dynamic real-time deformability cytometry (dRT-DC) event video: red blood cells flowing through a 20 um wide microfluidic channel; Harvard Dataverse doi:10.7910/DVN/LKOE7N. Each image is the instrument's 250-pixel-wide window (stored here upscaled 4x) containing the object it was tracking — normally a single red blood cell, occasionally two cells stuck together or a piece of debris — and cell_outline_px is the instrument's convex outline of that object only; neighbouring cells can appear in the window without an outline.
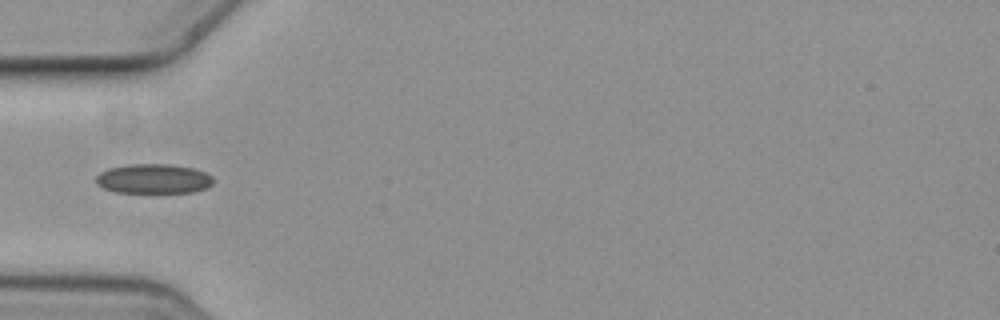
{"species": "common noctule bat (a hibernating species)", "species_latin": "Nyctalus noctula", "temperature_condition": "cold", "stored_images_in_passage": 4, "camera_frame_rate_fps": 3000, "um_per_image_px": 0.085, "animal": {"sex": "female", "body_mass_g": 19.3, "forearm_length_mm": 54.1}, "frame": {"image": 1, "passage_image": 4, "time_ms": 1.0, "image_size_px": [1000, 320], "cell_outline_px": [[212, 184], [208, 188], [192, 192], [112, 192], [96, 184], [96, 176], [100, 172], [108, 168], [128, 164], [172, 164], [192, 168], [204, 172], [212, 176]], "centroid_in_image_um": [13.03, 15.19], "position_along_channel_um": 72.0, "area_um2": 20.29}}